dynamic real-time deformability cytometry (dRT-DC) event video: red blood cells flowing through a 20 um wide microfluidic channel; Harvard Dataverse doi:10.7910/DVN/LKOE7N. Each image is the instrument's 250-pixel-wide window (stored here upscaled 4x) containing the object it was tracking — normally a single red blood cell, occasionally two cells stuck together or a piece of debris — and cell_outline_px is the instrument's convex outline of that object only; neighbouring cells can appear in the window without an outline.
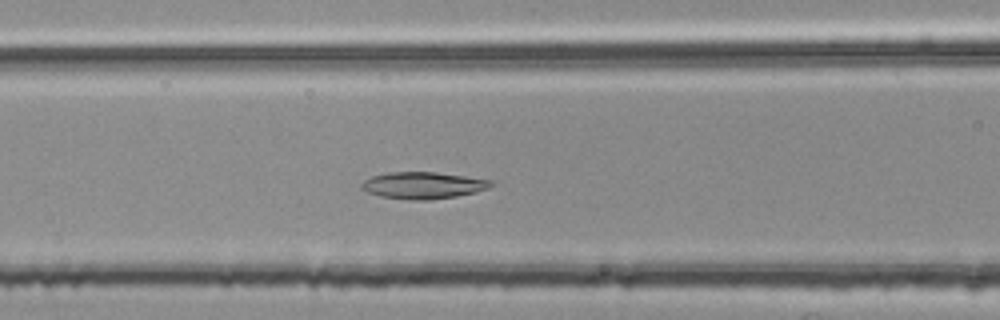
{"species": "common noctule bat (a hibernating species)", "species_latin": "Nyctalus noctula", "temperature_condition": "room temperature", "stored_images_in_passage": 51, "camera_frame_rate_fps": 3000, "um_per_image_px": 0.085, "animal": {"sex": "female", "body_mass_g": 25.1}, "frame": {"image": 1, "passage_image": 21, "time_ms": 6.667, "image_size_px": [1000, 320], "cell_outline_px": [[496, 184], [488, 188], [476, 192], [456, 196], [428, 200], [412, 200], [380, 196], [368, 192], [360, 188], [360, 184], [364, 180], [372, 176], [388, 172], [436, 172], [492, 180]], "centroid_in_image_um": [35.97, 15.75], "position_along_channel_um": 130.6, "area_um2": 20.23}}
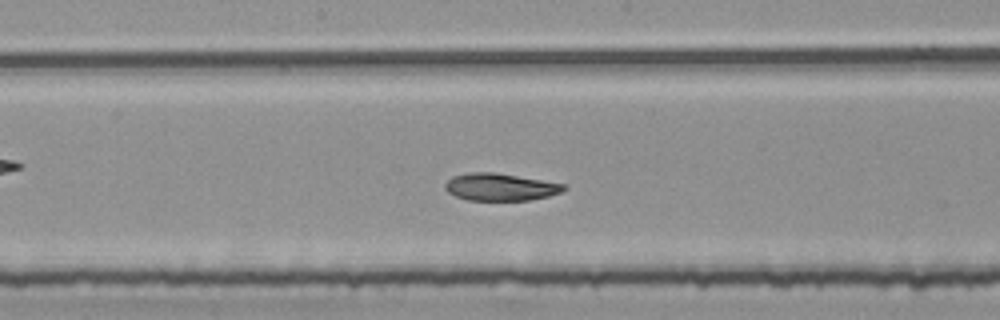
{"frame": {"image": 2, "passage_image": 27, "time_ms": 8.667, "image_size_px": [1000, 320], "cell_outline_px": [[568, 188], [560, 192], [548, 196], [528, 200], [468, 200], [456, 196], [448, 192], [444, 188], [444, 184], [452, 176], [472, 172], [492, 172], [568, 184]], "centroid_in_image_um": [42.54, 15.89], "position_along_channel_um": 205.7, "area_um2": 18.84}}
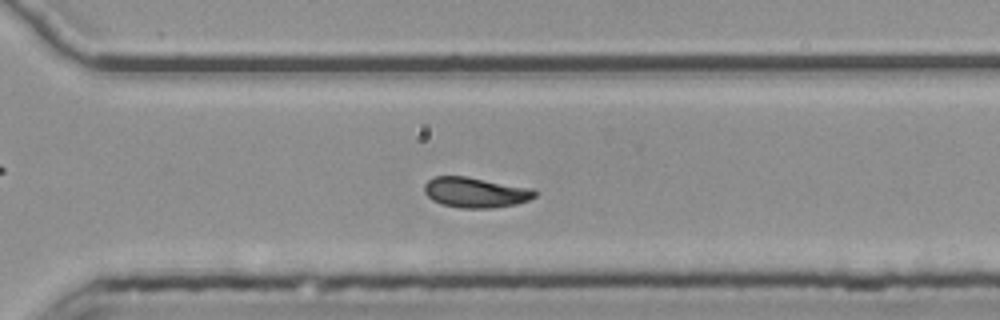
{"frame": {"image": 3, "passage_image": 37, "time_ms": 12.0, "image_size_px": [1000, 320], "cell_outline_px": [[536, 196], [528, 200], [516, 204], [492, 208], [460, 208], [440, 204], [432, 200], [424, 192], [424, 184], [428, 180], [436, 176], [464, 176], [532, 188], [536, 192]], "centroid_in_image_um": [40.39, 16.36], "position_along_channel_um": 330.2, "area_um2": 19.48}, "authors_computed_cell_mechanics": {"area_um2": 19.8254, "velocity_mm_per_s": 3.7531, "shape_relaxation_time_tau1_ms": 3.916, "shape_relaxation_time_tau2_ms": 3.3459, "deformation_change_tau1": 0.1207, "deformation_change_tau2": 0.0668}}